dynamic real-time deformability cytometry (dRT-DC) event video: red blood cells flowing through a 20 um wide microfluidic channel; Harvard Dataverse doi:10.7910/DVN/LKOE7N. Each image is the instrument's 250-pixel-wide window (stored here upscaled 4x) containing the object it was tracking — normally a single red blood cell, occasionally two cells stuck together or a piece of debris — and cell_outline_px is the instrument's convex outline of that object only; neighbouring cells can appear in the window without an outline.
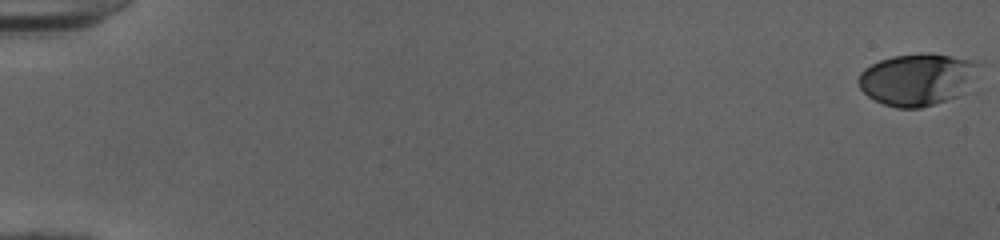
{"species": "human", "species_latin": "Homo sapiens", "temperature_condition": "cold", "stored_images_in_passage": 53, "camera_frame_rate_fps": 3000, "um_per_image_px": 0.085, "donor": {"sex": "female"}, "frame": {"image": 1, "passage_image": 1, "time_ms": 0.0, "image_size_px": [1000, 240], "cell_outline_px": [[984, 64], [976, 92], [920, 108], [896, 108], [884, 104], [868, 96], [860, 88], [856, 80], [860, 72], [864, 68], [880, 60], [892, 56], [920, 52], [932, 52], [976, 60]], "centroid_in_image_um": [78.19, 6.74], "position_along_channel_um": 6.8, "area_um2": 38.73}}
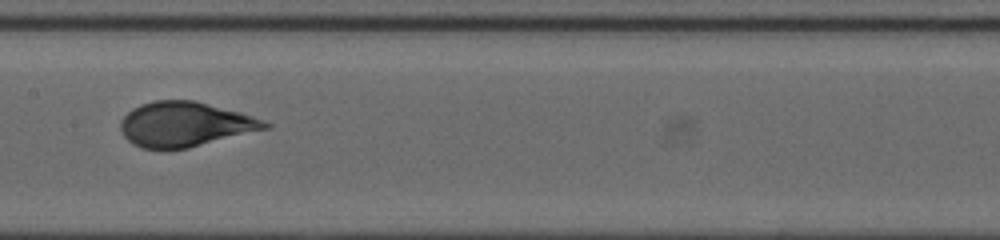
{"frame": {"image": 2, "passage_image": 29, "time_ms": 9.333, "image_size_px": [1000, 240], "cell_outline_px": [[272, 128], [188, 148], [140, 148], [132, 144], [124, 136], [120, 128], [120, 120], [132, 108], [140, 104], [156, 100], [192, 100], [240, 112], [252, 116], [272, 124]], "centroid_in_image_um": [15.73, 10.56], "position_along_channel_um": 191.7, "area_um2": 37.63}}
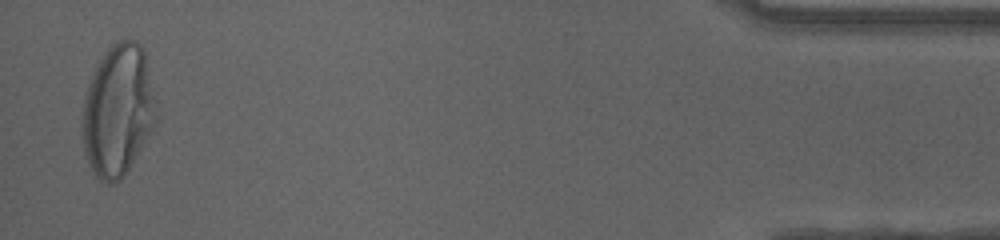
{"frame": {"image": 3, "passage_image": 52, "time_ms": 17.0, "image_size_px": [1000, 240], "cell_outline_px": [[156, 124], [124, 176], [120, 180], [112, 184], [108, 184], [100, 180], [92, 172], [88, 164], [84, 148], [80, 124], [84, 92], [92, 72], [96, 64], [104, 52], [112, 44], [120, 40], [136, 40], [144, 48], [156, 104]], "centroid_in_image_um": [9.99, 9.39], "position_along_channel_um": 425.2, "area_um2": 57.51}, "authors_computed_cell_mechanics": {"area_um2": 37.57, "velocity_mm_per_s": 4.0079, "shape_relaxation_time_tau1_ms": 4.2412, "shape_relaxation_time_tau2_ms": null, "deformation_change_tau1": 0.2163, "deformation_change_tau2": null}}